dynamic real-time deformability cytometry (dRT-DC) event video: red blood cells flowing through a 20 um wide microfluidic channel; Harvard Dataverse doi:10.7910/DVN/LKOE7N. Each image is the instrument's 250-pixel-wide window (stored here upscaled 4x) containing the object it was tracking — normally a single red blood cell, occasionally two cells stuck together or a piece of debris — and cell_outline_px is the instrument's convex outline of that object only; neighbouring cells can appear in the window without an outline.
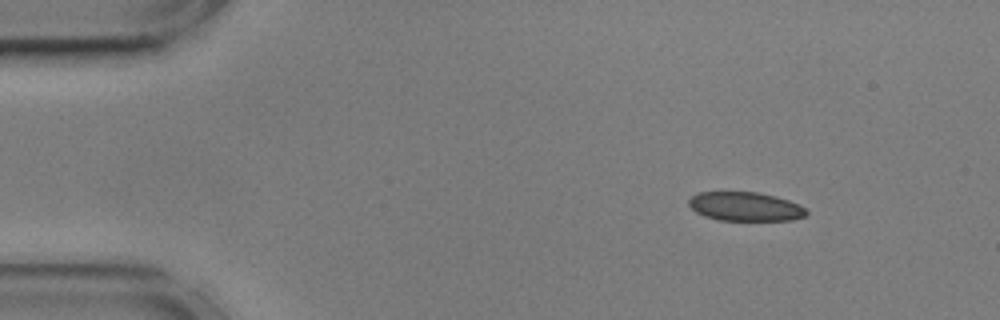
{"species": "common noctule bat (a hibernating species)", "species_latin": "Nyctalus noctula", "temperature_condition": "cold", "stored_images_in_passage": 49, "camera_frame_rate_fps": 3000, "um_per_image_px": 0.085, "animal": {"sex": "male", "body_mass_g": 17.9, "forearm_length_mm": 54.2}, "frame": {"image": 1, "passage_image": 1, "time_ms": 0.0, "image_size_px": [1000, 320], "cell_outline_px": [[808, 212], [804, 216], [792, 220], [720, 220], [704, 216], [696, 212], [688, 204], [688, 200], [696, 192], [756, 192], [776, 196], [800, 204], [808, 208]], "centroid_in_image_um": [63.36, 17.55], "position_along_channel_um": 21.6, "area_um2": 19.94}}
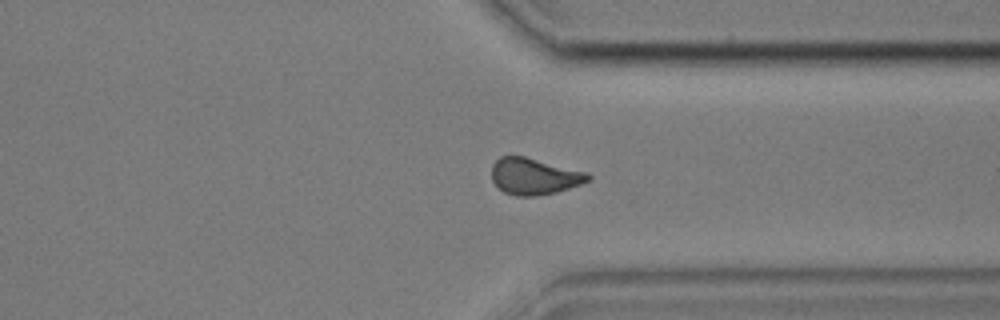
{"frame": {"image": 2, "passage_image": 36, "time_ms": 11.667, "image_size_px": [1000, 320], "cell_outline_px": [[592, 176], [588, 180], [580, 184], [556, 192], [536, 196], [516, 196], [504, 192], [492, 180], [492, 164], [500, 156], [524, 156], [588, 172]], "centroid_in_image_um": [45.4, 14.98], "position_along_channel_um": 366.0, "area_um2": 20.4}}
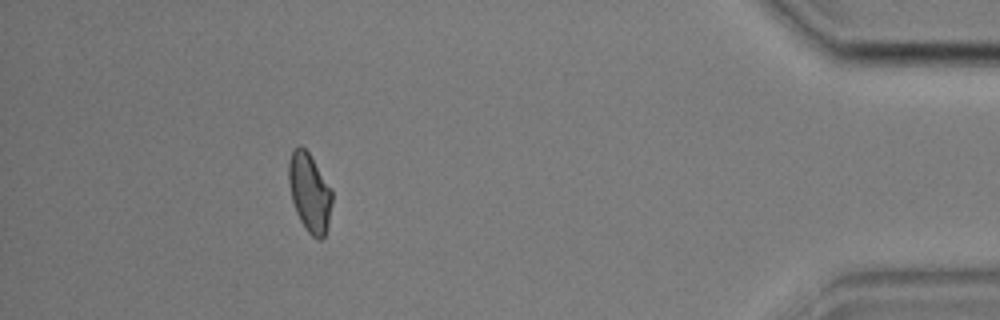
{"frame": {"image": 3, "passage_image": 44, "time_ms": 14.333, "image_size_px": [1000, 320], "cell_outline_px": [[332, 204], [328, 228], [324, 236], [320, 240], [316, 240], [308, 232], [300, 220], [296, 212], [292, 200], [288, 180], [288, 164], [292, 152], [300, 144], [308, 152], [332, 188]], "centroid_in_image_um": [26.33, 16.39], "position_along_channel_um": 408.9, "area_um2": 20.0}, "authors_computed_cell_mechanics": {"area_um2": 20.6346, "velocity_mm_per_s": 3.5984, "shape_relaxation_time_tau1_ms": 3.6879, "shape_relaxation_time_tau2_ms": 2.2809, "deformation_change_tau1": 0.0868, "deformation_change_tau2": 0.0718}}